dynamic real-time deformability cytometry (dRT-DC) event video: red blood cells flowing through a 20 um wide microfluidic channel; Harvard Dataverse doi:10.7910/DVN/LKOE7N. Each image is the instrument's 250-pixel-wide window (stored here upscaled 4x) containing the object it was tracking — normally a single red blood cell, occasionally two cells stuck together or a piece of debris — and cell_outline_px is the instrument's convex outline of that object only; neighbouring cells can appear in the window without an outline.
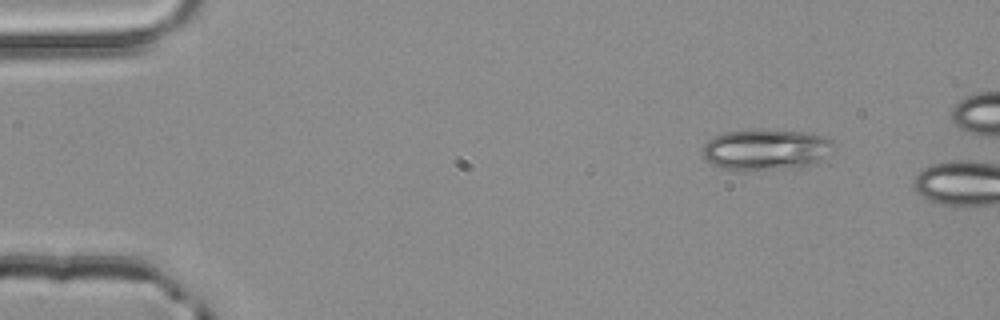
{"species": "common noctule bat (a hibernating species)", "species_latin": "Nyctalus noctula", "temperature_condition": "room temperature", "stored_images_in_passage": 3, "camera_frame_rate_fps": 3000, "um_per_image_px": 0.085, "animal": {"sex": "male", "body_mass_g": 20.4}, "frame": {"image": 1, "passage_image": 1, "time_ms": 0.0, "image_size_px": [1000, 320], "cell_outline_px": [[836, 148], [812, 160], [788, 168], [724, 168], [704, 160], [704, 144], [708, 140], [716, 136], [728, 132], [808, 132], [824, 136], [832, 140], [836, 144]], "centroid_in_image_um": [65.08, 12.69], "position_along_channel_um": 19.9, "area_um2": 28.96}}